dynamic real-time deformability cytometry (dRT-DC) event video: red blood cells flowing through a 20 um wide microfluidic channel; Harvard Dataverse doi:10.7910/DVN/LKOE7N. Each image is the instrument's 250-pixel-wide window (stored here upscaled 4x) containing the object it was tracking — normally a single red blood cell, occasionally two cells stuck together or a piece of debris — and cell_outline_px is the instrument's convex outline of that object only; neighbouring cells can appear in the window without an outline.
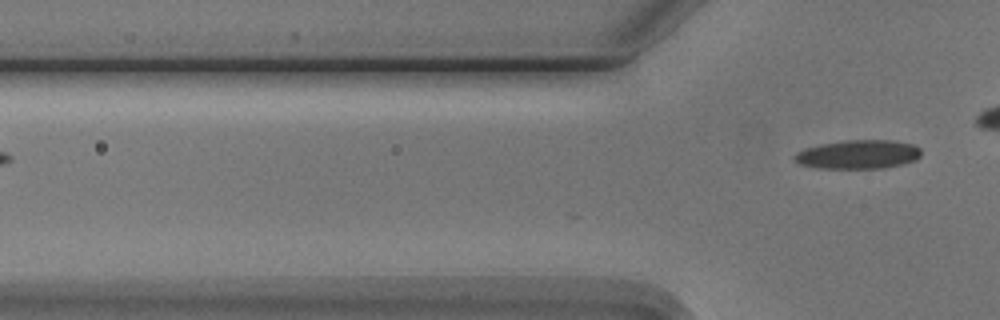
{"species": "Egyptian fruit bat (a non-hibernating species)", "species_latin": "Rousettus aegyptiacus", "temperature_condition": "cold", "stored_images_in_passage": 4, "segment_of_instrument_passage": [2, 2], "camera_frame_rate_fps": 3000, "um_per_image_px": 0.085, "animal": {"sex": "male"}, "frame": {"image": 1, "passage_image": 4, "time_ms": 3.333, "image_size_px": [1000, 320], "cell_outline_px": [[920, 156], [916, 160], [904, 164], [884, 168], [820, 168], [800, 164], [792, 160], [792, 156], [796, 152], [820, 144], [848, 140], [896, 140], [916, 144], [920, 148]], "centroid_in_image_um": [72.98, 13.12], "position_along_channel_um": 52.8, "area_um2": 21.5}}